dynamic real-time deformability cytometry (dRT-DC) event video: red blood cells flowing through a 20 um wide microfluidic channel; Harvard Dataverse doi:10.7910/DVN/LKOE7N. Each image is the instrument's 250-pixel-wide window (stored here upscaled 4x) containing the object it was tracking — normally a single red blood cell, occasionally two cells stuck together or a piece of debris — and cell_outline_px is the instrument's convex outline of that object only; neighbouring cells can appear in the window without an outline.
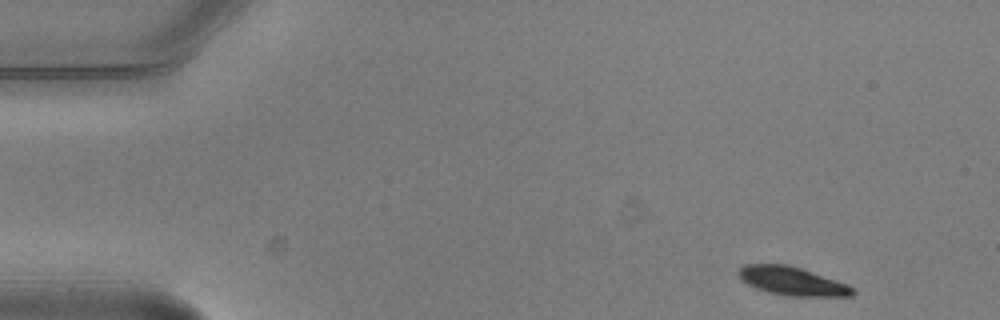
{"species": "common noctule bat (a hibernating species)", "species_latin": "Nyctalus noctula", "temperature_condition": "warm", "stored_images_in_passage": 5, "segment_of_instrument_passage": [1, 2], "camera_frame_rate_fps": 3000, "um_per_image_px": 0.085, "animal": {"sex": "male", "body_mass_g": 20.5, "forearm_length_mm": 52.5}, "frame": {"image": 1, "passage_image": 1, "time_ms": 0.0, "image_size_px": [1000, 320], "cell_outline_px": [[856, 292], [852, 296], [792, 296], [768, 292], [756, 288], [748, 284], [736, 272], [744, 264], [788, 264], [848, 284]], "centroid_in_image_um": [67.34, 23.89], "position_along_channel_um": 17.7, "area_um2": 18.73}}
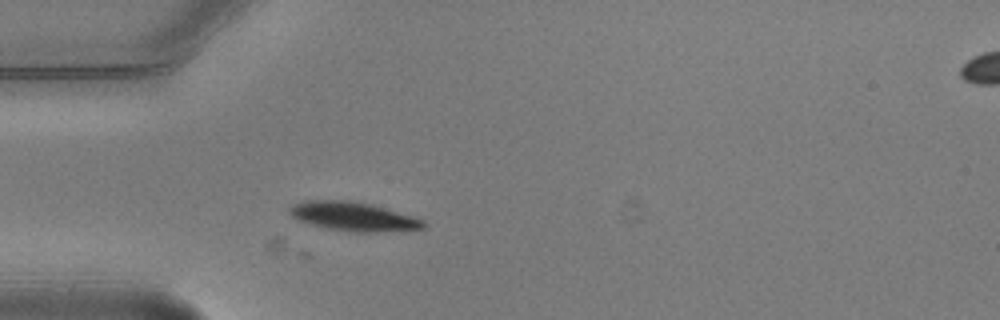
{"frame": {"image": 2, "passage_image": 4, "time_ms": 1.0, "image_size_px": [1000, 320], "cell_outline_px": [[428, 224], [424, 228], [380, 232], [348, 232], [328, 228], [312, 224], [300, 220], [292, 216], [288, 212], [288, 208], [292, 204], [304, 200], [348, 200], [372, 204], [424, 220]], "centroid_in_image_um": [30.02, 18.39], "position_along_channel_um": 55.0, "area_um2": 22.54}}